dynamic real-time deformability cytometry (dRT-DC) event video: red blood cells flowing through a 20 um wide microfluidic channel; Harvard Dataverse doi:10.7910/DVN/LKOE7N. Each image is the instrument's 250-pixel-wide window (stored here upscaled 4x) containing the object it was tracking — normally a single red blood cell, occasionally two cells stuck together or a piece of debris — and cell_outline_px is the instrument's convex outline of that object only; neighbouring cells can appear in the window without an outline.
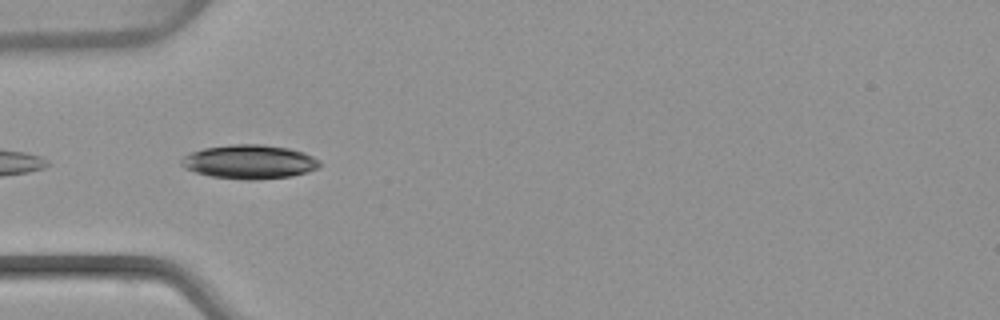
{"species": "common noctule bat (a hibernating species)", "species_latin": "Nyctalus noctula", "temperature_condition": "warm", "stored_images_in_passage": 6, "camera_frame_rate_fps": 3000, "um_per_image_px": 0.085, "animal": {"sex": "female", "body_mass_g": 22.7, "forearm_length_mm": 54.2}, "frame": {"image": 1, "passage_image": 2, "time_ms": 0.333, "image_size_px": [1000, 320], "cell_outline_px": [[320, 168], [308, 172], [292, 176], [256, 180], [248, 180], [212, 176], [196, 172], [184, 168], [180, 164], [180, 160], [184, 156], [192, 152], [204, 148], [232, 144], [264, 144], [288, 148], [304, 152], [320, 160]], "centroid_in_image_um": [21.23, 13.75], "position_along_channel_um": 63.8, "area_um2": 27.51}}